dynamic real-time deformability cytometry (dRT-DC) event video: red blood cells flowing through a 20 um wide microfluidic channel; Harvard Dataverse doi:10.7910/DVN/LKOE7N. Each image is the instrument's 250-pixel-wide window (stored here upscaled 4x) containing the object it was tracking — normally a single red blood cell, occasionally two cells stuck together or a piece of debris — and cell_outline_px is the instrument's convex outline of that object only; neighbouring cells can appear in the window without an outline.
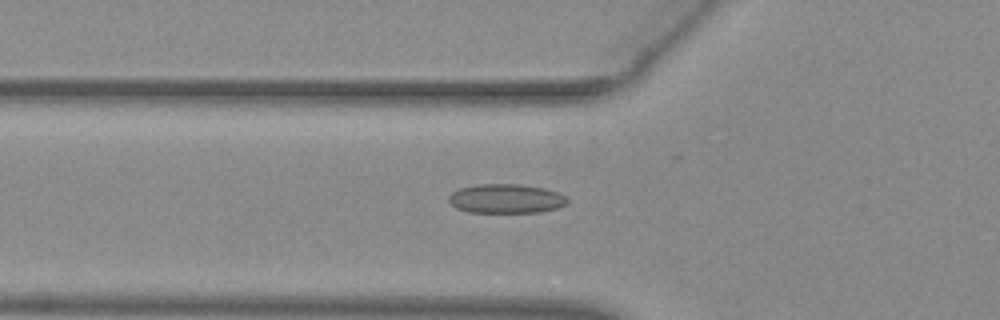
{"species": "common noctule bat (a hibernating species)", "species_latin": "Nyctalus noctula", "temperature_condition": "warm", "stored_images_in_passage": 54, "camera_frame_rate_fps": 3000, "um_per_image_px": 0.085, "animal": {"sex": "female", "body_mass_g": 29.2, "forearm_length_mm": 56.3}, "frame": {"image": 1, "passage_image": 20, "time_ms": 6.333, "image_size_px": [1000, 320], "cell_outline_px": [[568, 204], [556, 208], [540, 212], [468, 212], [456, 208], [448, 200], [448, 196], [452, 192], [460, 188], [476, 184], [516, 184], [544, 188], [560, 192], [568, 200]], "centroid_in_image_um": [43.01, 16.88], "position_along_channel_um": 82.8, "area_um2": 20.23}}
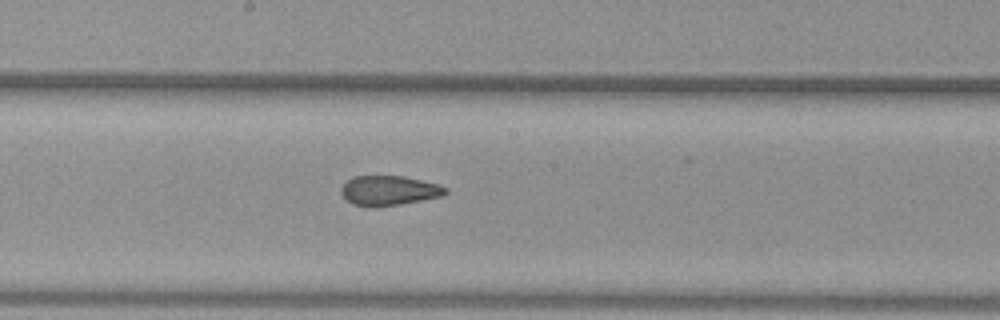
{"frame": {"image": 2, "passage_image": 30, "time_ms": 9.667, "image_size_px": [1000, 320], "cell_outline_px": [[448, 192], [440, 196], [400, 204], [372, 208], [352, 204], [340, 192], [340, 188], [348, 180], [356, 176], [404, 176], [436, 184], [448, 188]], "centroid_in_image_um": [33.03, 16.2], "position_along_channel_um": 215.2, "area_um2": 17.92}}
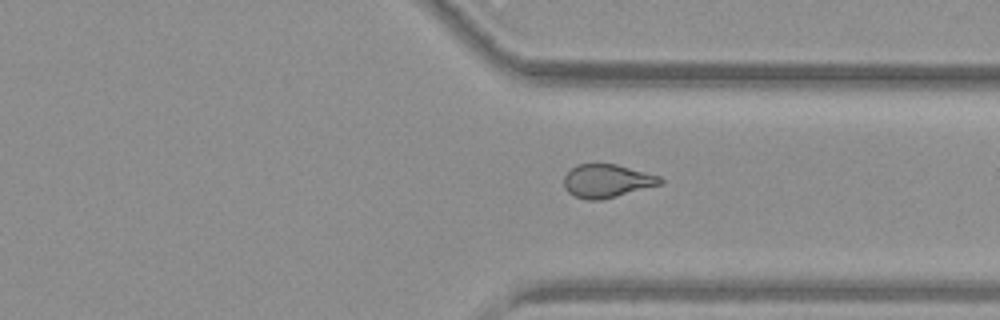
{"frame": {"image": 3, "passage_image": 41, "time_ms": 13.333, "image_size_px": [1000, 320], "cell_outline_px": [[664, 180], [660, 184], [616, 196], [600, 200], [588, 200], [576, 196], [568, 192], [564, 188], [564, 176], [576, 164], [616, 164], [660, 176]], "centroid_in_image_um": [51.57, 15.37], "position_along_channel_um": 359.8, "area_um2": 18.44}, "authors_computed_cell_mechanics": {"area_um2": 19.8832, "velocity_mm_per_s": 3.9578, "shape_relaxation_time_tau1_ms": null, "shape_relaxation_time_tau2_ms": 1.6219, "deformation_change_tau1": null, "deformation_change_tau2": 0.0755}}